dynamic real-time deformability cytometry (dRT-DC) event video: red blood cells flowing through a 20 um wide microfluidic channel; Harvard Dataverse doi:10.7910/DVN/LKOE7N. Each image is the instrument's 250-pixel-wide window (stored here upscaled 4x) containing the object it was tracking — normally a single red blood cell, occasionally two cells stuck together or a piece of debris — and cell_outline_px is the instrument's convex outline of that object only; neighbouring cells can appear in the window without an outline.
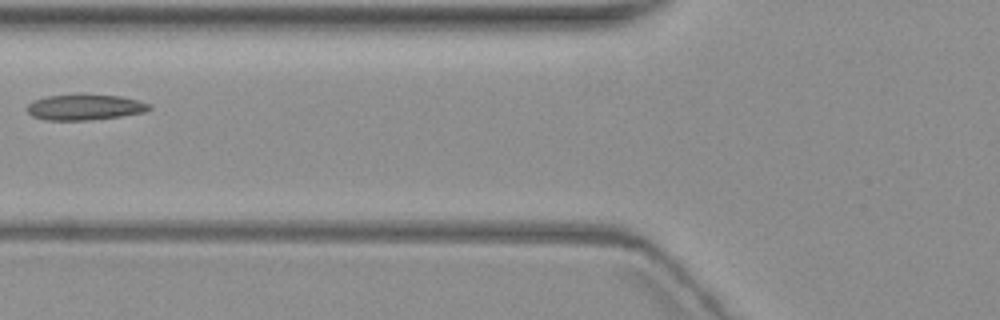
{"species": "common noctule bat (a hibernating species)", "species_latin": "Nyctalus noctula", "temperature_condition": "warm", "stored_images_in_passage": 2, "camera_frame_rate_fps": 3000, "um_per_image_px": 0.085, "animal": {"sex": "female", "body_mass_g": 19.3, "forearm_length_mm": 54.1}, "frame": {"image": 1, "passage_image": 2, "time_ms": 2.0, "image_size_px": [1000, 320], "cell_outline_px": [[152, 108], [144, 112], [120, 116], [88, 120], [48, 120], [32, 116], [28, 112], [28, 104], [32, 100], [48, 96], [120, 96], [136, 100], [148, 104]], "centroid_in_image_um": [7.18, 9.14], "position_along_channel_um": 118.6, "area_um2": 17.57}}